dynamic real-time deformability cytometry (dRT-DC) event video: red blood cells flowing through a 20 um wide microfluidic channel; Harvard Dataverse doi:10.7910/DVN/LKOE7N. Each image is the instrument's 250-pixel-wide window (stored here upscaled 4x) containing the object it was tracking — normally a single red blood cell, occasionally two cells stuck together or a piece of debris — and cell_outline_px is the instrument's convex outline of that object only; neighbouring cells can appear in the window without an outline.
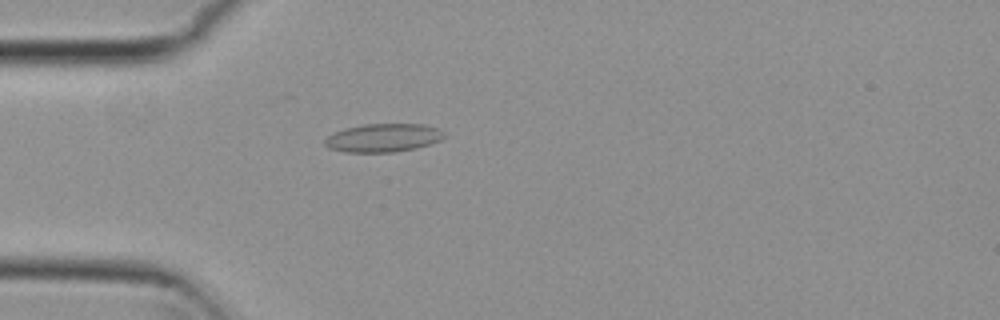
{"species": "common noctule bat (a hibernating species)", "species_latin": "Nyctalus noctula", "temperature_condition": "cold", "stored_images_in_passage": 4, "camera_frame_rate_fps": 3000, "um_per_image_px": 0.085, "animal": {"sex": "female", "body_mass_g": 29.2, "forearm_length_mm": 56.3}, "frame": {"image": 1, "passage_image": 4, "time_ms": 1.0, "image_size_px": [1000, 320], "cell_outline_px": [[448, 136], [440, 140], [416, 148], [396, 152], [344, 152], [328, 148], [324, 144], [324, 140], [328, 136], [344, 128], [364, 124], [424, 124], [440, 128]], "centroid_in_image_um": [32.6, 11.71], "position_along_channel_um": 52.4, "area_um2": 19.88}}